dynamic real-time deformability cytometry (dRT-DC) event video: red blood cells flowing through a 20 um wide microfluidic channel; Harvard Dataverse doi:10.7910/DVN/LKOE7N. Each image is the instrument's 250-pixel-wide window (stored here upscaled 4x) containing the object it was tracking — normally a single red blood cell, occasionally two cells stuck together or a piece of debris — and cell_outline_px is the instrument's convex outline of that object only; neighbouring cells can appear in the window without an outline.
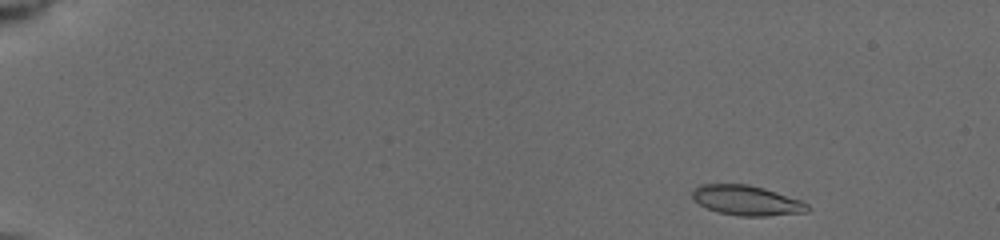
{"species": "common noctule bat (a hibernating species)", "species_latin": "Nyctalus noctula", "temperature_condition": "cold", "stored_images_in_passage": 7, "camera_frame_rate_fps": 3000, "um_per_image_px": 0.085, "animal": {"sex": "female", "body_mass_g": 19.5, "forearm_length_mm": 54.1}, "frame": {"image": 1, "passage_image": 1, "time_ms": 0.0, "image_size_px": [1000, 240], "cell_outline_px": [[812, 208], [808, 212], [764, 216], [736, 216], [716, 212], [700, 204], [692, 196], [692, 192], [700, 184], [748, 184], [764, 188], [800, 200], [808, 204]], "centroid_in_image_um": [63.49, 17.04], "position_along_channel_um": 21.5, "area_um2": 20.06}}
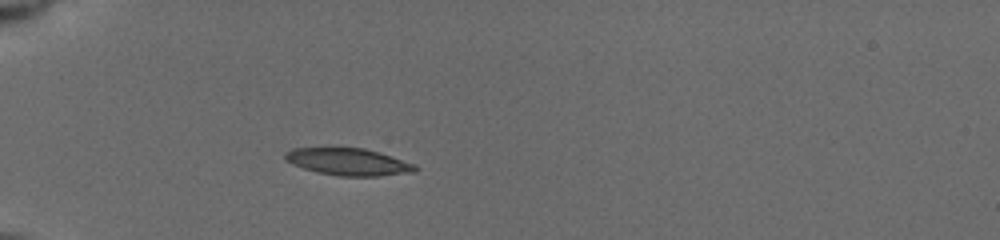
{"frame": {"image": 2, "passage_image": 5, "time_ms": 3.667, "image_size_px": [1000, 240], "cell_outline_px": [[420, 168], [416, 172], [380, 176], [340, 176], [316, 172], [292, 164], [284, 160], [284, 152], [292, 148], [364, 148], [416, 164]], "centroid_in_image_um": [29.61, 13.76], "position_along_channel_um": 55.4, "area_um2": 20.63}}
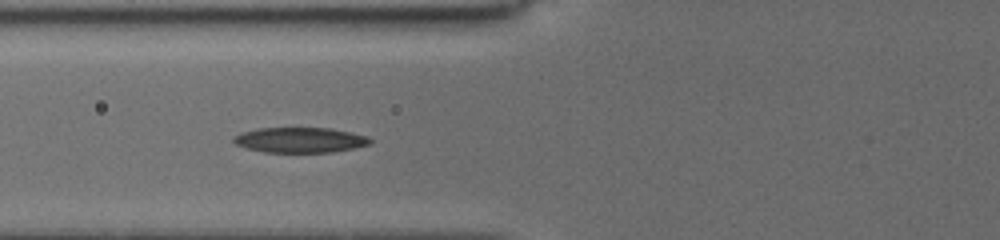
{"frame": {"image": 3, "passage_image": 7, "time_ms": 5.333, "image_size_px": [1000, 240], "cell_outline_px": [[372, 144], [332, 152], [264, 152], [248, 148], [236, 144], [232, 140], [232, 136], [240, 132], [260, 128], [332, 128], [352, 132], [368, 136], [372, 140]], "centroid_in_image_um": [25.51, 11.89], "position_along_channel_um": 100.3, "area_um2": 20.17}}